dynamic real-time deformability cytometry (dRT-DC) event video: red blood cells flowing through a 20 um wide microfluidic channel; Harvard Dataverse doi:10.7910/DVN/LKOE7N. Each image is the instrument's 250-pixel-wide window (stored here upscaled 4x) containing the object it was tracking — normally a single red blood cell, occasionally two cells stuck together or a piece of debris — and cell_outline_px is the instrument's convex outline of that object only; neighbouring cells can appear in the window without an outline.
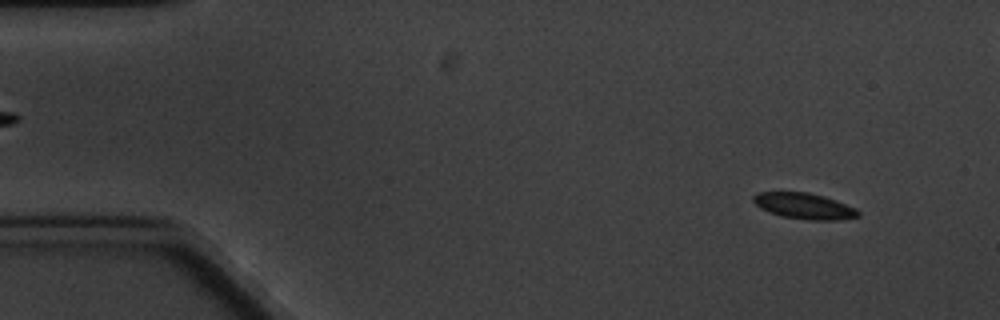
{"species": "common noctule bat (a hibernating species)", "species_latin": "Nyctalus noctula", "temperature_condition": "cold", "stored_images_in_passage": 9, "camera_frame_rate_fps": 3000, "um_per_image_px": 0.085, "animal": {"sex": "male", "body_mass_g": 20.1, "forearm_length_mm": 53.5}, "frame": {"image": 1, "passage_image": 1, "time_ms": 0.0, "image_size_px": [1000, 320], "cell_outline_px": [[860, 216], [840, 220], [808, 220], [780, 216], [768, 212], [760, 208], [752, 200], [752, 196], [756, 192], [808, 192], [824, 196], [836, 200], [856, 208], [860, 212]], "centroid_in_image_um": [68.35, 17.51], "position_along_channel_um": 16.6, "area_um2": 16.07}}